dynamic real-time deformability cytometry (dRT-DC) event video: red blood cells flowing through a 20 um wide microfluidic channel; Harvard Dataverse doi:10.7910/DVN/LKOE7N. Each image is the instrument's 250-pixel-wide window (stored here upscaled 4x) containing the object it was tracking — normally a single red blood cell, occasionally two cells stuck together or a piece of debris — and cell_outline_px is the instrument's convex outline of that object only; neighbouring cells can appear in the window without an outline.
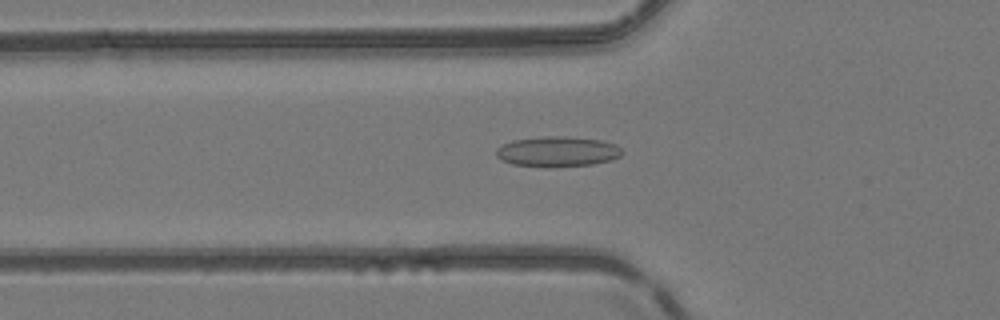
{"species": "common noctule bat (a hibernating species)", "species_latin": "Nyctalus noctula", "temperature_condition": "room temperature", "stored_images_in_passage": 50, "camera_frame_rate_fps": 3000, "um_per_image_px": 0.085, "animal": {"sex": "female", "body_mass_g": 24.6, "forearm_length_mm": 56.2}, "frame": {"image": 1, "passage_image": 18, "time_ms": 5.667, "image_size_px": [1000, 320], "cell_outline_px": [[624, 152], [620, 156], [612, 160], [592, 164], [548, 168], [544, 168], [512, 164], [500, 160], [496, 156], [496, 148], [512, 140], [544, 136], [568, 136], [600, 140], [616, 144]], "centroid_in_image_um": [47.37, 12.89], "position_along_channel_um": 78.4, "area_um2": 22.6}}
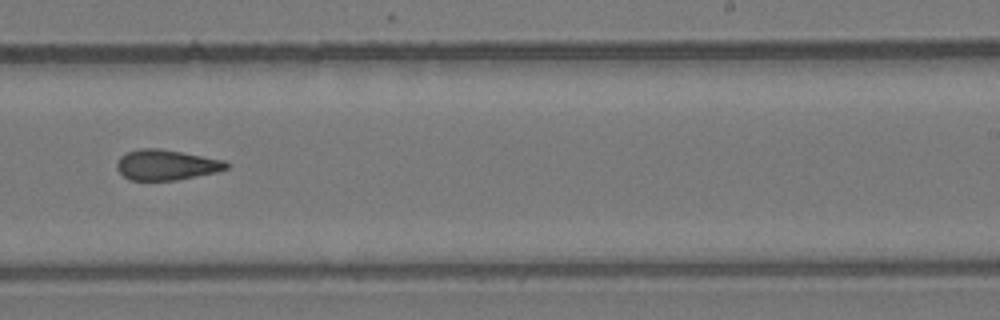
{"frame": {"image": 2, "passage_image": 32, "time_ms": 10.333, "image_size_px": [1000, 320], "cell_outline_px": [[228, 168], [216, 172], [176, 180], [132, 180], [124, 176], [116, 168], [116, 164], [120, 156], [128, 152], [140, 148], [160, 148], [224, 160], [228, 164]], "centroid_in_image_um": [14.12, 14.01], "position_along_channel_um": 274.9, "area_um2": 19.25}}
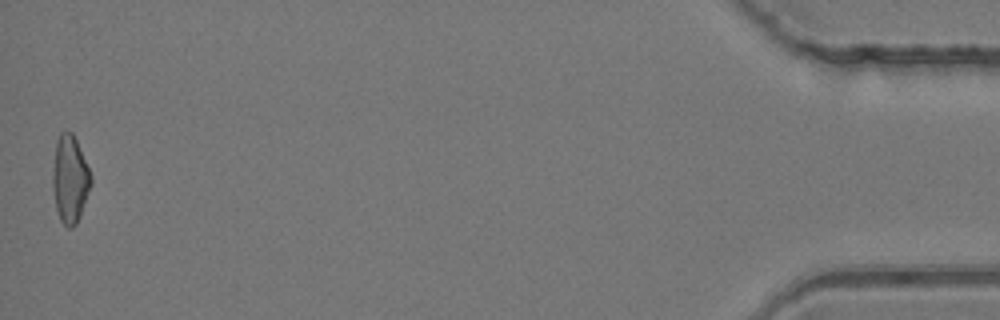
{"frame": {"image": 3, "passage_image": 50, "time_ms": 16.333, "image_size_px": [1000, 320], "cell_outline_px": [[92, 184], [80, 216], [76, 224], [72, 228], [68, 228], [60, 220], [56, 208], [52, 188], [52, 172], [56, 140], [60, 132], [72, 132], [76, 140], [92, 176]], "centroid_in_image_um": [5.94, 15.24], "position_along_channel_um": 429.3, "area_um2": 19.59}, "authors_computed_cell_mechanics": {"area_um2": 19.8832, "velocity_mm_per_s": 4.1925, "shape_relaxation_time_tau1_ms": null, "shape_relaxation_time_tau2_ms": 3.4218, "deformation_change_tau1": null, "deformation_change_tau2": 0.1301}}